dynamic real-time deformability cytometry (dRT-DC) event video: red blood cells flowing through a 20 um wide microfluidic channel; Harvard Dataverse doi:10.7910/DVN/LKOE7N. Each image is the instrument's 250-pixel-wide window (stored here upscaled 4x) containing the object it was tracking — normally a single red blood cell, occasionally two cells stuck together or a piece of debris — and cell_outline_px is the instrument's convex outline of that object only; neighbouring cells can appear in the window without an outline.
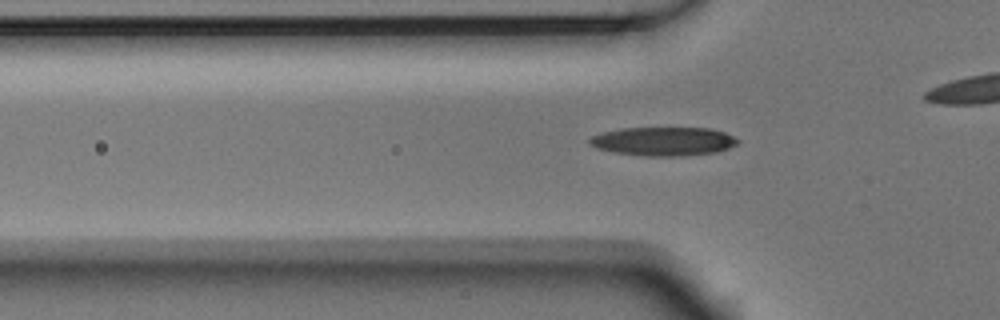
{"species": "Egyptian fruit bat (a non-hibernating species)", "species_latin": "Rousettus aegyptiacus", "temperature_condition": "room temperature", "stored_images_in_passage": 42, "camera_frame_rate_fps": 3000, "um_per_image_px": 0.085, "animal": {"sex": "male"}, "frame": {"image": 1, "passage_image": 15, "time_ms": 4.667, "image_size_px": [1000, 320], "cell_outline_px": [[740, 140], [736, 144], [728, 148], [716, 152], [684, 156], [644, 156], [612, 152], [596, 148], [588, 144], [588, 140], [592, 136], [604, 132], [624, 128], [708, 128], [724, 132]], "centroid_in_image_um": [56.37, 12.02], "position_along_channel_um": 69.4, "area_um2": 24.8}}
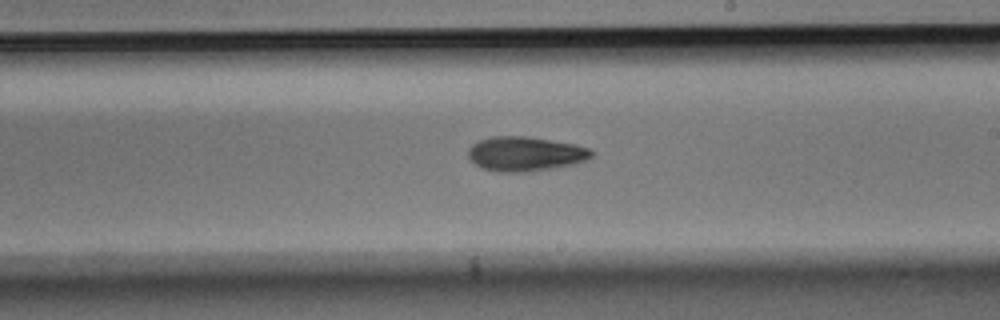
{"frame": {"image": 2, "passage_image": 29, "time_ms": 9.333, "image_size_px": [1000, 320], "cell_outline_px": [[592, 156], [576, 164], [552, 168], [524, 172], [496, 172], [484, 168], [476, 164], [468, 156], [468, 148], [472, 144], [480, 140], [492, 136], [524, 136], [576, 144], [588, 148], [592, 152]], "centroid_in_image_um": [44.63, 13.08], "position_along_channel_um": 244.4, "area_um2": 24.62}}
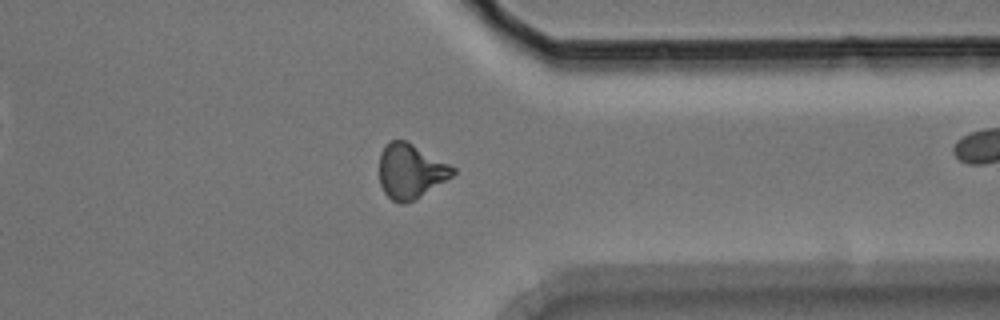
{"frame": {"image": 3, "passage_image": 40, "time_ms": 13.0, "image_size_px": [1000, 320], "cell_outline_px": [[456, 172], [452, 176], [420, 196], [404, 204], [400, 204], [392, 200], [384, 192], [380, 184], [380, 152], [384, 144], [388, 140], [404, 140], [412, 144], [456, 168]], "centroid_in_image_um": [34.86, 14.54], "position_along_channel_um": 376.5, "area_um2": 23.12}}